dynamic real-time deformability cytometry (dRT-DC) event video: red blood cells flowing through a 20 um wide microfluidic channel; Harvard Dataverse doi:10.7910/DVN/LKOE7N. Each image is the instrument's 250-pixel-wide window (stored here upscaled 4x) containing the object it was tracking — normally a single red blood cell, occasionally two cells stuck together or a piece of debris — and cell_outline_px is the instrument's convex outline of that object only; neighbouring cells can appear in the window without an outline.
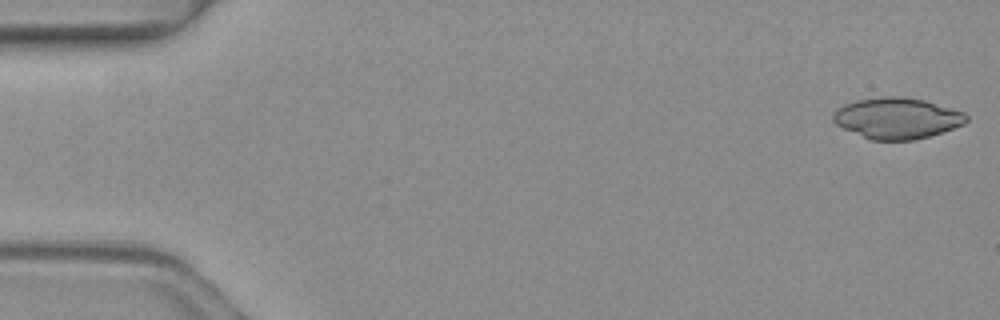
{"species": "common noctule bat (a hibernating species)", "species_latin": "Nyctalus noctula", "temperature_condition": "warm", "stored_images_in_passage": 5, "segment_of_instrument_passage": [2, 2], "camera_frame_rate_fps": 3000, "um_per_image_px": 0.085, "animal": {"sex": "female", "body_mass_g": 19.3, "forearm_length_mm": 54.1}, "frame": {"image": 1, "passage_image": 5, "time_ms": 1.333, "image_size_px": [1000, 320], "cell_outline_px": [[968, 120], [964, 124], [928, 136], [912, 140], [872, 140], [844, 128], [836, 124], [832, 120], [832, 112], [836, 108], [844, 104], [856, 100], [884, 96], [900, 96], [924, 100], [964, 112], [968, 116]], "centroid_in_image_um": [76.22, 10.03], "position_along_channel_um": 8.8, "area_um2": 31.67}}